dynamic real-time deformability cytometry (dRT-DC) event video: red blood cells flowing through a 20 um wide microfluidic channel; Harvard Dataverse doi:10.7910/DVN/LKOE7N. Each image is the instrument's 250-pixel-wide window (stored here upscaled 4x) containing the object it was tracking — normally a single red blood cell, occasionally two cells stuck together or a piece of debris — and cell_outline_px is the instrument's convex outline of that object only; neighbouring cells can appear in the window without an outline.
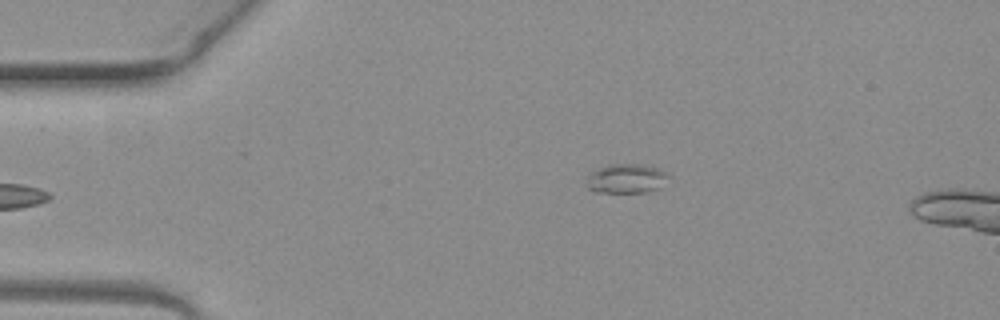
{"species": "common noctule bat (a hibernating species)", "species_latin": "Nyctalus noctula", "temperature_condition": "warm", "stored_images_in_passage": 4, "camera_frame_rate_fps": 3000, "um_per_image_px": 0.085, "animal": {"sex": "female", "body_mass_g": 19.3, "forearm_length_mm": 54.1}, "frame": {"image": 1, "passage_image": 4, "time_ms": 1.0, "image_size_px": [1000, 320], "cell_outline_px": [[672, 176], [660, 188], [648, 192], [592, 192], [588, 188], [588, 172], [608, 164], [636, 164], [656, 168]], "centroid_in_image_um": [53.24, 15.18], "position_along_channel_um": 31.8, "area_um2": 14.1}}